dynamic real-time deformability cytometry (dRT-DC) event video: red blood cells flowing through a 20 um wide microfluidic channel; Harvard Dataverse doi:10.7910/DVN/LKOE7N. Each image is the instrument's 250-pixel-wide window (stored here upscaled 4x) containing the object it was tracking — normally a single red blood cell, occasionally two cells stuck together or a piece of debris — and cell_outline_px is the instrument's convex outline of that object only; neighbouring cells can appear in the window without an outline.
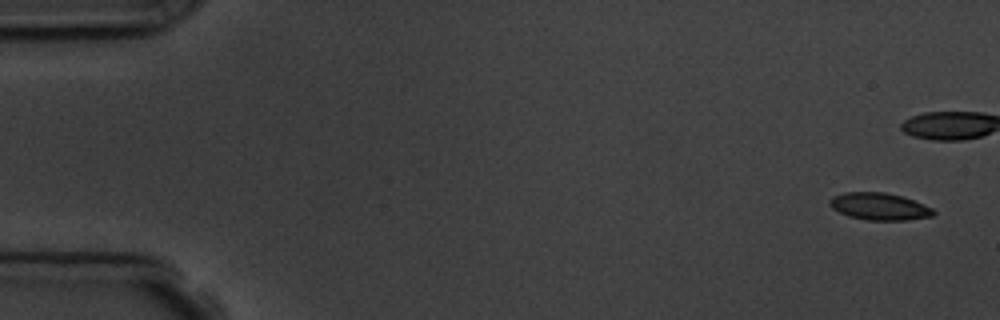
{"species": "common noctule bat (a hibernating species)", "species_latin": "Nyctalus noctula", "temperature_condition": "room temperature", "stored_images_in_passage": 11, "camera_frame_rate_fps": 3000, "um_per_image_px": 0.085, "animal": {"sex": "male", "body_mass_g": 19.5, "forearm_length_mm": 54.6}, "frame": {"image": 1, "passage_image": 1, "time_ms": 0.0, "image_size_px": [1000, 320], "cell_outline_px": [[936, 212], [932, 216], [908, 220], [868, 220], [848, 216], [832, 208], [828, 204], [828, 200], [832, 196], [844, 192], [884, 192], [900, 196], [912, 200], [932, 208]], "centroid_in_image_um": [74.7, 17.55], "position_along_channel_um": 10.3, "area_um2": 16.36}}